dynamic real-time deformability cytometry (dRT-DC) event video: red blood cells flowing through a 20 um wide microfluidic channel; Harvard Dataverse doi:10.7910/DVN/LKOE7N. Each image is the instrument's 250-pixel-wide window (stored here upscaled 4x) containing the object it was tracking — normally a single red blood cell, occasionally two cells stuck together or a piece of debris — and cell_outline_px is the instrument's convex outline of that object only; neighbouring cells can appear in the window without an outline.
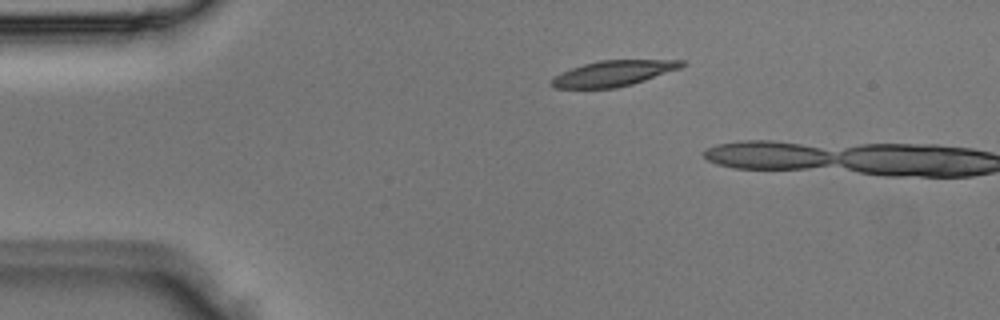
{"species": "Egyptian fruit bat (a non-hibernating species)", "species_latin": "Rousettus aegyptiacus", "temperature_condition": "room temperature", "stored_images_in_passage": 2, "camera_frame_rate_fps": 3000, "um_per_image_px": 0.085, "animal": {"sex": "male"}, "frame": {"image": 1, "passage_image": 1, "time_ms": 0.0, "image_size_px": [1000, 320], "cell_outline_px": [[684, 64], [680, 68], [632, 84], [616, 88], [556, 88], [548, 84], [548, 80], [560, 72], [584, 64], [600, 60], [684, 60]], "centroid_in_image_um": [52.06, 6.24], "position_along_channel_um": 32.9, "area_um2": 19.36}}